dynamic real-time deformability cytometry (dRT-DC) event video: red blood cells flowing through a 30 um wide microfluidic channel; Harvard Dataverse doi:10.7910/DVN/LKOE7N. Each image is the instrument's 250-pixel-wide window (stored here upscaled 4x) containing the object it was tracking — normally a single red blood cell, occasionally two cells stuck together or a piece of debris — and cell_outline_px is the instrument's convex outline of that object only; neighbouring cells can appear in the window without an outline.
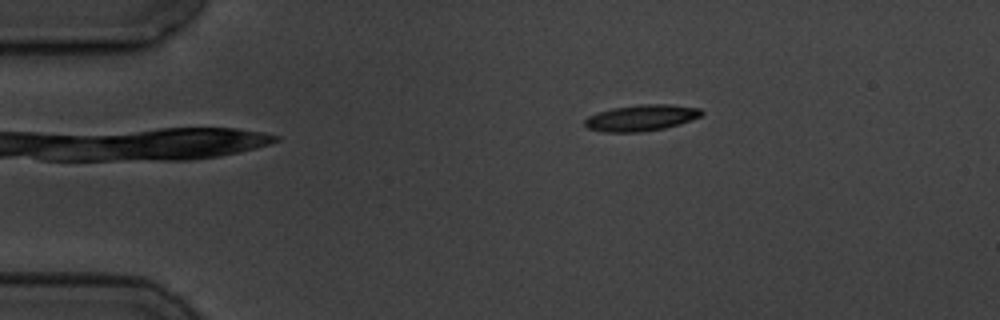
{"species": "common noctule bat (a hibernating species)", "species_latin": "Nyctalus noctula", "temperature_condition": "cold", "stored_images_in_passage": 2, "camera_frame_rate_fps": 3000, "um_per_image_px": 0.085, "animal": {"sex": "male", "body_mass_g": 19.5, "forearm_length_mm": 54.6}, "frame": {"image": 1, "passage_image": 1, "time_ms": 0.0, "image_size_px": [1000, 320], "cell_outline_px": [[704, 112], [700, 116], [680, 124], [664, 128], [640, 132], [604, 132], [588, 128], [584, 124], [584, 120], [588, 116], [612, 108], [640, 104], [672, 104], [700, 108]], "centroid_in_image_um": [54.52, 10.01], "position_along_channel_um": 30.5, "area_um2": 17.8}}